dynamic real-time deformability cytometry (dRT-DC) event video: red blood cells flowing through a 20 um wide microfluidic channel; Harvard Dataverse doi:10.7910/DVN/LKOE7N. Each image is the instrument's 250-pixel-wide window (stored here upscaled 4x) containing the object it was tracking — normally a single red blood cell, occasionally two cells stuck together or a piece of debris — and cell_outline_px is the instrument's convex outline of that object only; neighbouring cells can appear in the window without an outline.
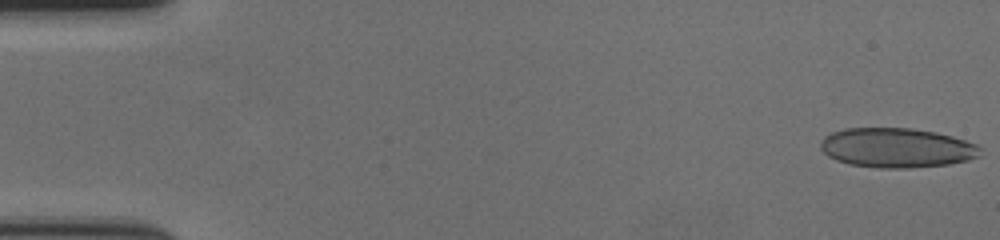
{"species": "human", "species_latin": "Homo sapiens", "temperature_condition": "cold", "stored_images_in_passage": 54, "camera_frame_rate_fps": 3000, "um_per_image_px": 0.085, "donor": {"sex": "female"}, "frame": {"image": 1, "passage_image": 1, "time_ms": 0.0, "image_size_px": [1000, 240], "cell_outline_px": [[980, 156], [968, 160], [948, 164], [908, 168], [880, 168], [848, 164], [836, 160], [828, 156], [820, 148], [820, 140], [824, 136], [832, 132], [848, 128], [912, 128], [936, 132], [952, 136], [976, 144], [980, 148]], "centroid_in_image_um": [76.2, 12.56], "position_along_channel_um": 8.8, "area_um2": 36.93}}
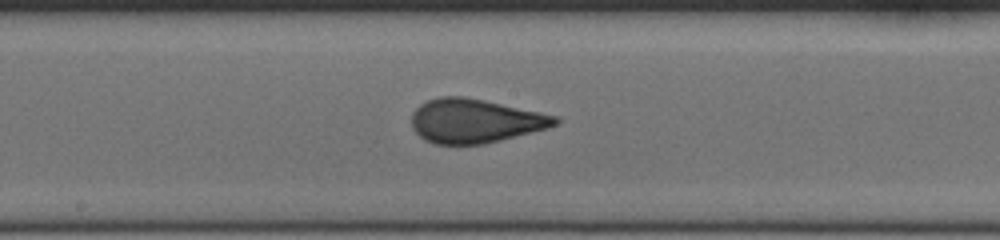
{"frame": {"image": 2, "passage_image": 31, "time_ms": 10.0, "image_size_px": [1000, 240], "cell_outline_px": [[560, 120], [556, 124], [548, 128], [484, 144], [432, 144], [424, 140], [412, 128], [412, 112], [420, 104], [428, 100], [440, 96], [464, 96], [484, 100], [560, 116]], "centroid_in_image_um": [40.37, 10.27], "position_along_channel_um": 207.8, "area_um2": 36.88}}
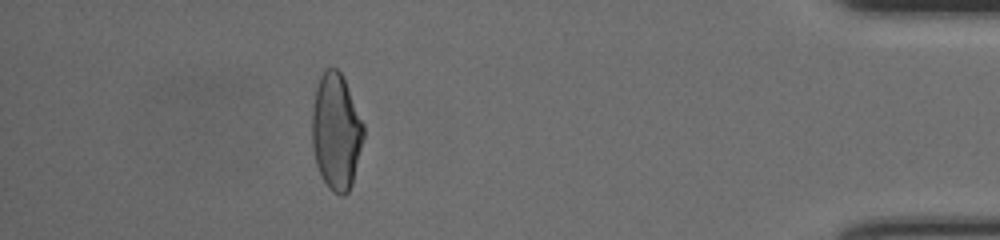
{"frame": {"image": 3, "passage_image": 52, "time_ms": 17.0, "image_size_px": [1000, 240], "cell_outline_px": [[364, 136], [352, 184], [348, 192], [344, 196], [340, 196], [332, 192], [328, 188], [316, 164], [312, 144], [312, 108], [316, 88], [320, 76], [324, 68], [336, 68], [344, 76], [364, 124]], "centroid_in_image_um": [28.58, 11.17], "position_along_channel_um": 406.6, "area_um2": 35.2}}